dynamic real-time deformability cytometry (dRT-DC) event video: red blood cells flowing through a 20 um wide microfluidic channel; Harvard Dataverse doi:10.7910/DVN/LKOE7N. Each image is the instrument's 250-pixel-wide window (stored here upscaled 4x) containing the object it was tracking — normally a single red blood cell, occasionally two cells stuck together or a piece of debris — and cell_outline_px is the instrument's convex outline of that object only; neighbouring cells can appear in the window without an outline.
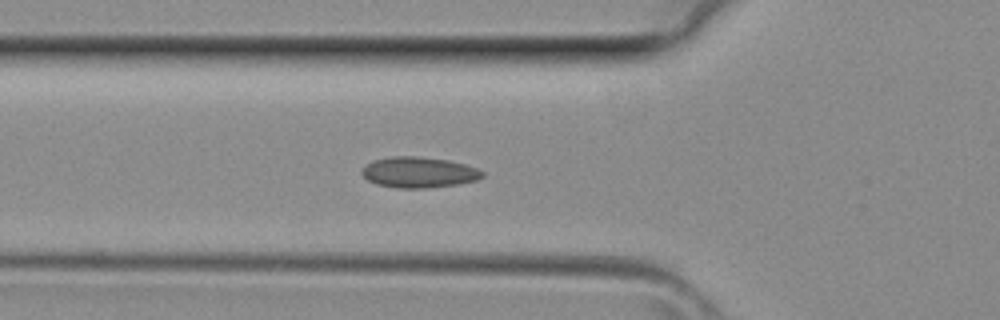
{"species": "common noctule bat (a hibernating species)", "species_latin": "Nyctalus noctula", "temperature_condition": "room temperature", "stored_images_in_passage": 38, "camera_frame_rate_fps": 3000, "um_per_image_px": 0.085, "animal": {"sex": "female", "body_mass_g": 29.2, "forearm_length_mm": 56.3}, "frame": {"image": 1, "passage_image": 13, "time_ms": 4.0, "image_size_px": [1000, 320], "cell_outline_px": [[484, 176], [476, 180], [460, 184], [428, 188], [396, 188], [376, 184], [368, 180], [360, 172], [372, 160], [392, 156], [416, 156], [448, 160], [464, 164], [476, 168], [484, 172]], "centroid_in_image_um": [35.6, 14.65], "position_along_channel_um": 90.2, "area_um2": 21.62}}
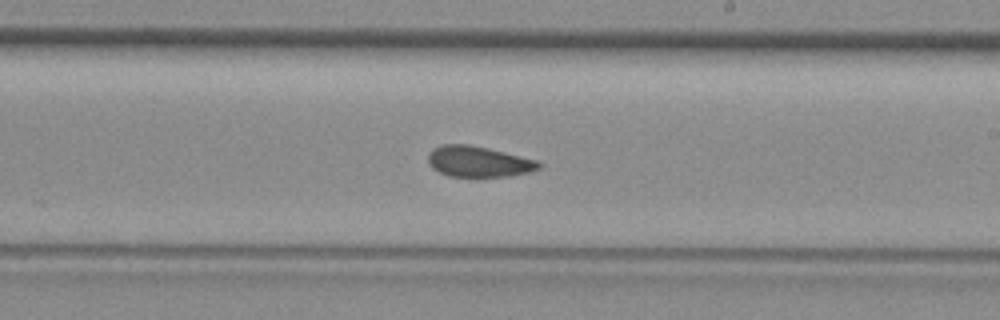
{"frame": {"image": 2, "passage_image": 22, "time_ms": 7.0, "image_size_px": [1000, 320], "cell_outline_px": [[540, 168], [528, 172], [508, 176], [448, 176], [432, 168], [428, 160], [428, 156], [432, 148], [440, 144], [468, 144], [488, 148], [540, 160]], "centroid_in_image_um": [40.67, 13.72], "position_along_channel_um": 248.3, "area_um2": 19.88}}
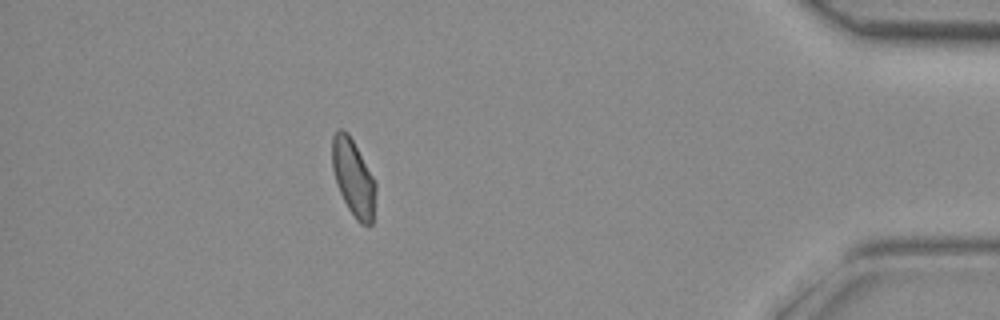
{"frame": {"image": 3, "passage_image": 34, "time_ms": 11.0, "image_size_px": [1000, 320], "cell_outline_px": [[376, 192], [372, 224], [360, 224], [356, 220], [348, 208], [340, 192], [332, 168], [332, 136], [340, 128], [344, 128], [348, 132], [376, 180]], "centroid_in_image_um": [30.05, 15.08], "position_along_channel_um": 405.2, "area_um2": 19.54}}